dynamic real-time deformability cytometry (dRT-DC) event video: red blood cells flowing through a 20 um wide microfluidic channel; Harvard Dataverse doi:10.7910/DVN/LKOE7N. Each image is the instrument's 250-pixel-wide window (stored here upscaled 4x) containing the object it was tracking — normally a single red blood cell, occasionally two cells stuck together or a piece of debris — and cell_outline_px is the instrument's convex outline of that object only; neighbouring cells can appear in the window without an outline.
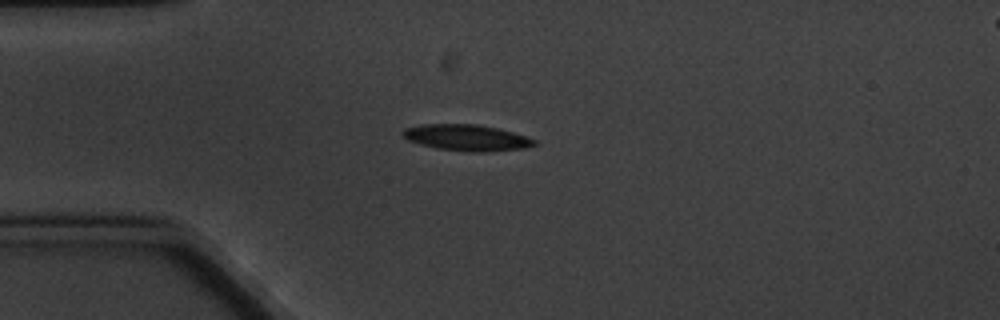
{"species": "common noctule bat (a hibernating species)", "species_latin": "Nyctalus noctula", "temperature_condition": "cold", "stored_images_in_passage": 2, "camera_frame_rate_fps": 3000, "um_per_image_px": 0.085, "animal": {"sex": "male", "body_mass_g": 20.1, "forearm_length_mm": 53.5}, "frame": {"image": 1, "passage_image": 1, "time_ms": 0.0, "image_size_px": [1000, 320], "cell_outline_px": [[536, 144], [524, 148], [488, 152], [468, 152], [436, 148], [420, 144], [408, 140], [400, 132], [404, 128], [420, 124], [476, 124], [496, 128], [512, 132], [536, 140]], "centroid_in_image_um": [39.62, 11.7], "position_along_channel_um": 45.4, "area_um2": 20.06}}